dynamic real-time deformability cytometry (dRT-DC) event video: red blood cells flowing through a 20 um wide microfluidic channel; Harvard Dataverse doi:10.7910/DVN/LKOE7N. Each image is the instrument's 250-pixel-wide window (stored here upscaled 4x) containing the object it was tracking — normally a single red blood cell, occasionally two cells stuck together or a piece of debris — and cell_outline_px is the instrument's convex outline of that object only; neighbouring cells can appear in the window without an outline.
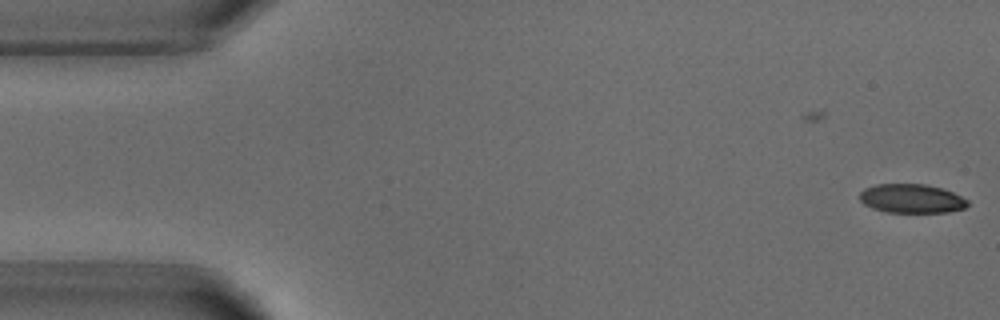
{"species": "common noctule bat (a hibernating species)", "species_latin": "Nyctalus noctula", "temperature_condition": "warm", "stored_images_in_passage": 6, "camera_frame_rate_fps": 3000, "um_per_image_px": 0.085, "animal": {"sex": "male", "body_mass_g": 18.8}, "frame": {"image": 1, "passage_image": 1, "time_ms": 0.0, "image_size_px": [1000, 320], "cell_outline_px": [[968, 204], [964, 208], [948, 212], [888, 212], [872, 208], [864, 204], [860, 200], [860, 192], [864, 188], [876, 184], [924, 184], [944, 188], [968, 200]], "centroid_in_image_um": [77.47, 16.87], "position_along_channel_um": 7.5, "area_um2": 18.21}}
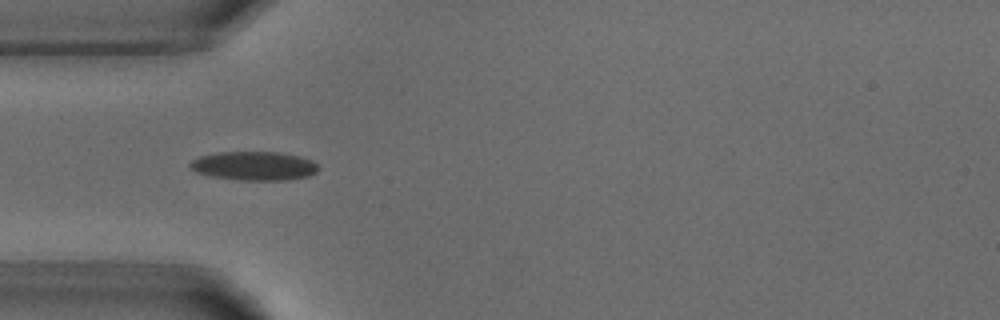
{"frame": {"image": 2, "passage_image": 4, "time_ms": 4.667, "image_size_px": [1000, 320], "cell_outline_px": [[320, 168], [316, 172], [308, 176], [288, 180], [240, 180], [212, 176], [196, 172], [188, 164], [192, 160], [200, 156], [216, 152], [280, 152], [300, 156], [312, 160]], "centroid_in_image_um": [21.62, 14.09], "position_along_channel_um": 63.4, "area_um2": 21.62}}
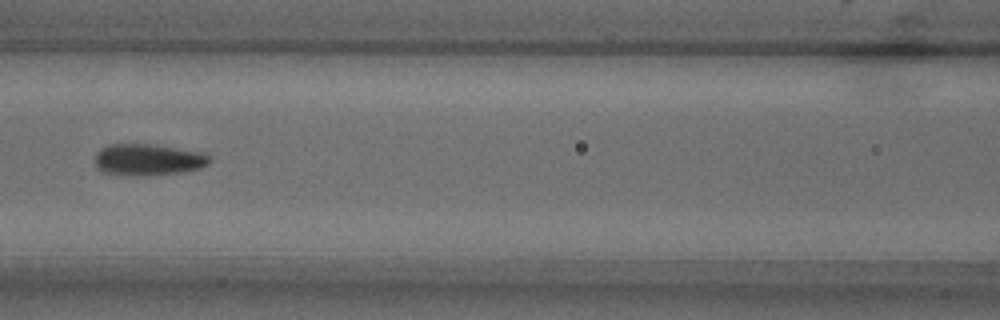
{"frame": {"image": 3, "passage_image": 6, "time_ms": 7.0, "image_size_px": [1000, 320], "cell_outline_px": [[212, 160], [208, 164], [200, 168], [180, 172], [148, 176], [132, 176], [100, 172], [96, 168], [96, 152], [100, 148], [112, 144], [148, 144], [208, 152]], "centroid_in_image_um": [12.61, 13.58], "position_along_channel_um": 154.0, "area_um2": 21.44}}